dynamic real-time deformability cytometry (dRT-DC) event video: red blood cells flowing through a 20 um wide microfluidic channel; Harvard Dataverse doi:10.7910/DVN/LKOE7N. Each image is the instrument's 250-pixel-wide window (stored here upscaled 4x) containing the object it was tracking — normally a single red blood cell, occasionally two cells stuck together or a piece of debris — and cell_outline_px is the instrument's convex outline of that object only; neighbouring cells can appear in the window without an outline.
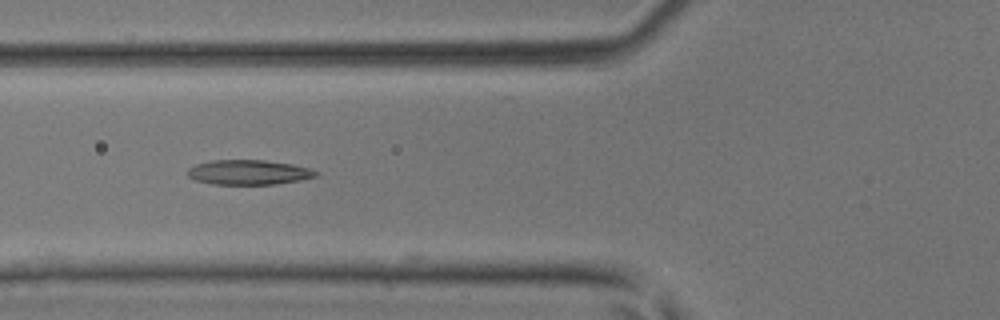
{"species": "common noctule bat (a hibernating species)", "species_latin": "Nyctalus noctula", "temperature_condition": "room temperature", "stored_images_in_passage": 27, "camera_frame_rate_fps": 3000, "um_per_image_px": 0.085, "animal": {"sex": "male", "body_mass_g": 17.9, "forearm_length_mm": 54.2}, "frame": {"image": 1, "passage_image": 3, "time_ms": 0.667, "image_size_px": [1000, 320], "cell_outline_px": [[320, 176], [300, 180], [276, 184], [212, 184], [196, 180], [188, 176], [188, 168], [196, 164], [212, 160], [264, 160], [292, 164], [308, 168], [320, 172]], "centroid_in_image_um": [21.17, 14.64], "position_along_channel_um": 104.6, "area_um2": 18.55}}
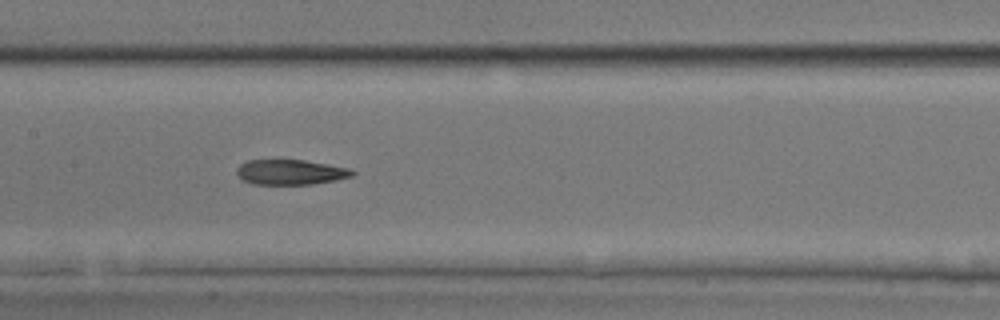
{"frame": {"image": 2, "passage_image": 8, "time_ms": 2.333, "image_size_px": [1000, 320], "cell_outline_px": [[356, 172], [352, 176], [336, 180], [312, 184], [252, 184], [244, 180], [236, 172], [236, 168], [240, 164], [248, 160], [304, 160], [328, 164], [348, 168]], "centroid_in_image_um": [24.7, 14.63], "position_along_channel_um": 182.7, "area_um2": 16.82}}
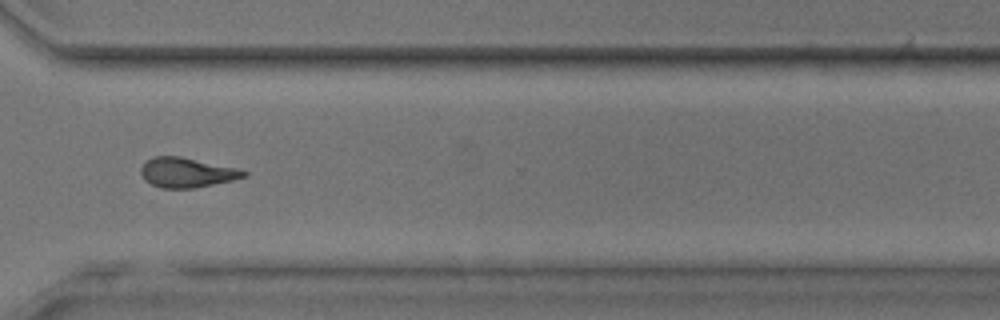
{"frame": {"image": 3, "passage_image": 19, "time_ms": 6.0, "image_size_px": [1000, 320], "cell_outline_px": [[248, 176], [232, 180], [192, 188], [160, 188], [144, 180], [140, 172], [140, 168], [152, 156], [180, 156], [236, 168], [248, 172]], "centroid_in_image_um": [15.85, 14.66], "position_along_channel_um": 354.7, "area_um2": 17.69}}